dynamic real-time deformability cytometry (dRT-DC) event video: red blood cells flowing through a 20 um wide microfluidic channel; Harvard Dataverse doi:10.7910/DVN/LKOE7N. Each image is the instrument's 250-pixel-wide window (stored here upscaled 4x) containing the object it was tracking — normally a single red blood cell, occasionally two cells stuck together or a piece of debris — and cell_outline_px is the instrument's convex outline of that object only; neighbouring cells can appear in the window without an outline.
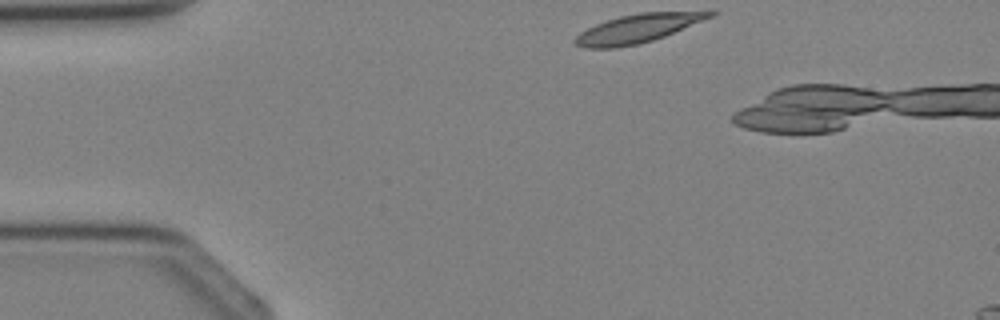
{"species": "Egyptian fruit bat (a non-hibernating species)", "species_latin": "Rousettus aegyptiacus", "temperature_condition": "cold", "stored_images_in_passage": 2, "camera_frame_rate_fps": 3000, "um_per_image_px": 0.085, "animal": {"sex": "female"}, "frame": {"image": 1, "passage_image": 1, "time_ms": 0.0, "image_size_px": [1000, 320], "cell_outline_px": [[716, 12], [712, 16], [664, 36], [652, 40], [636, 44], [612, 48], [584, 48], [576, 44], [572, 40], [580, 32], [596, 24], [620, 16], [640, 12]], "centroid_in_image_um": [54.1, 2.43], "position_along_channel_um": 30.9, "area_um2": 21.73}}